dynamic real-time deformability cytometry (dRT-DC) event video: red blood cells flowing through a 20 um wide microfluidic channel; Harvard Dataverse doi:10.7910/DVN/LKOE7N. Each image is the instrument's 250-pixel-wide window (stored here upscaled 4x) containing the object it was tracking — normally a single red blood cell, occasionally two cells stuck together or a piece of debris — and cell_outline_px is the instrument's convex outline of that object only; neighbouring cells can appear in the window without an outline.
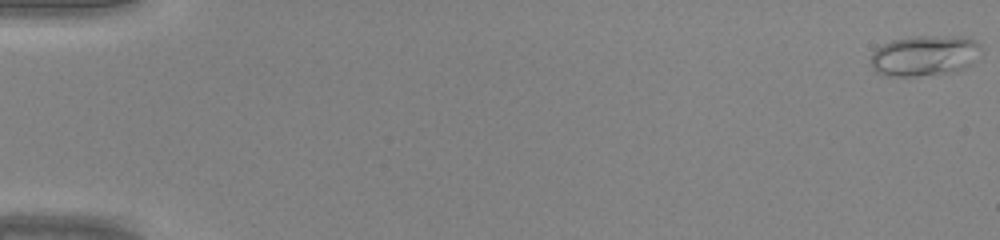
{"species": "common noctule bat (a hibernating species)", "species_latin": "Nyctalus noctula", "temperature_condition": "warm", "stored_images_in_passage": 46, "camera_frame_rate_fps": 3000, "um_per_image_px": 0.085, "animal": {"sex": "male", "body_mass_g": 20.0, "forearm_length_mm": 53.3}, "frame": {"image": 1, "passage_image": 1, "time_ms": 0.0, "image_size_px": [1000, 240], "cell_outline_px": [[980, 48], [972, 64], [964, 68], [952, 72], [916, 76], [888, 76], [876, 72], [872, 68], [872, 52], [876, 48], [892, 40], [912, 36], [964, 36], [980, 44]], "centroid_in_image_um": [78.57, 4.72], "position_along_channel_um": 6.4, "area_um2": 26.01}}
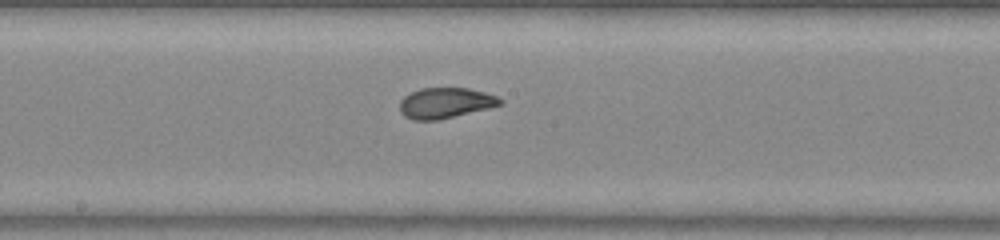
{"frame": {"image": 2, "passage_image": 26, "time_ms": 8.333, "image_size_px": [1000, 240], "cell_outline_px": [[504, 104], [440, 120], [412, 120], [404, 116], [400, 112], [400, 100], [404, 96], [420, 88], [468, 88], [484, 92], [496, 96], [504, 100]], "centroid_in_image_um": [37.86, 8.76], "position_along_channel_um": 210.3, "area_um2": 17.98}}
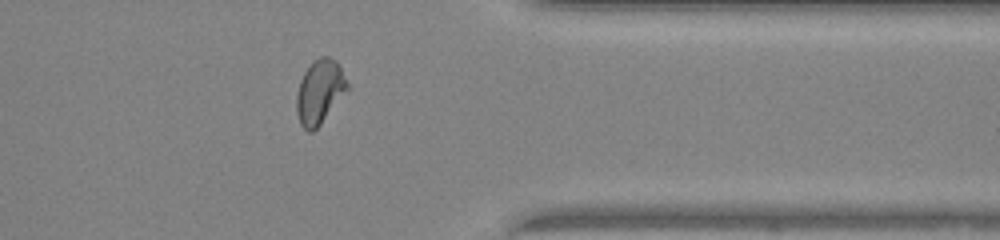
{"frame": {"image": 3, "passage_image": 38, "time_ms": 12.333, "image_size_px": [1000, 240], "cell_outline_px": [[348, 92], [320, 124], [312, 132], [308, 132], [300, 124], [296, 112], [296, 96], [300, 80], [304, 72], [312, 60], [320, 56], [328, 56], [336, 60], [348, 84]], "centroid_in_image_um": [27.17, 7.8], "position_along_channel_um": 384.2, "area_um2": 19.13}}